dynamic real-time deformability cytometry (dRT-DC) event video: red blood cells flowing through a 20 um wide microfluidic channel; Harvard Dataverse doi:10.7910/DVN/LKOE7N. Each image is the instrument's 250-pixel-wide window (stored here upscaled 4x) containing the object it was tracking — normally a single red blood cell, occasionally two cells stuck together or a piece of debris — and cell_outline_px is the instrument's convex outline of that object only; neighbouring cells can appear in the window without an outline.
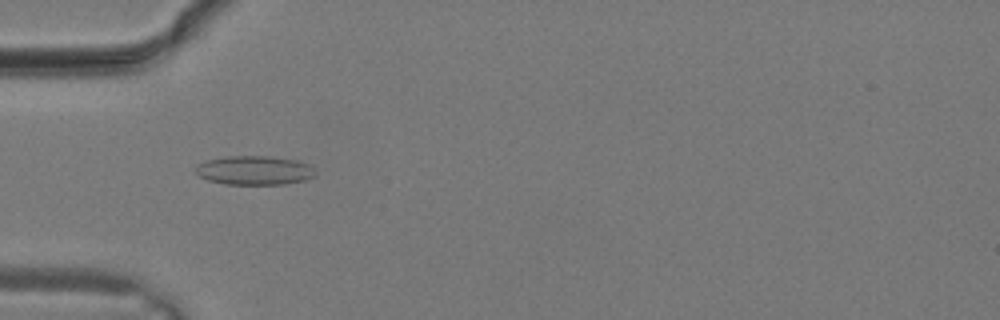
{"species": "common noctule bat (a hibernating species)", "species_latin": "Nyctalus noctula", "temperature_condition": "warm", "stored_images_in_passage": 17, "camera_frame_rate_fps": 3000, "um_per_image_px": 0.085, "animal": {"sex": "male", "body_mass_g": 19.2, "forearm_length_mm": 51.8}, "frame": {"image": 1, "passage_image": 10, "time_ms": 3.0, "image_size_px": [1000, 320], "cell_outline_px": [[316, 176], [304, 180], [284, 184], [224, 184], [208, 180], [200, 176], [196, 172], [196, 164], [204, 160], [224, 156], [268, 156], [296, 160], [308, 164], [316, 172]], "centroid_in_image_um": [21.6, 14.47], "position_along_channel_um": 63.4, "area_um2": 20.35}}
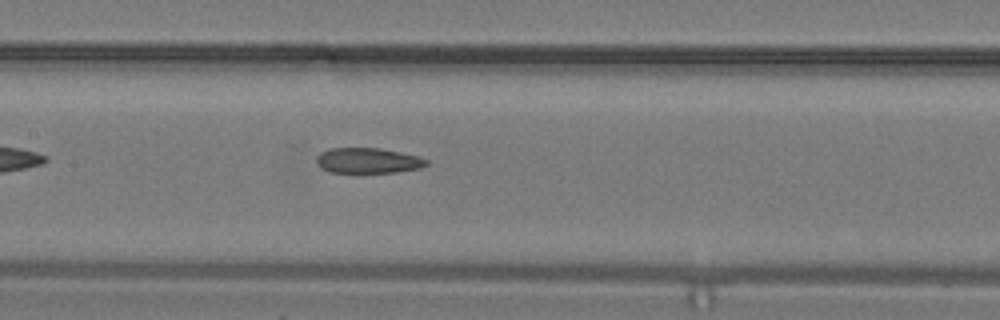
{"frame": {"image": 2, "passage_image": 15, "time_ms": 4.667, "image_size_px": [1000, 320], "cell_outline_px": [[428, 164], [420, 168], [396, 172], [328, 172], [320, 168], [316, 160], [316, 156], [320, 152], [328, 148], [380, 148], [400, 152], [416, 156], [428, 160]], "centroid_in_image_um": [31.23, 13.64], "position_along_channel_um": 176.2, "area_um2": 16.24}}
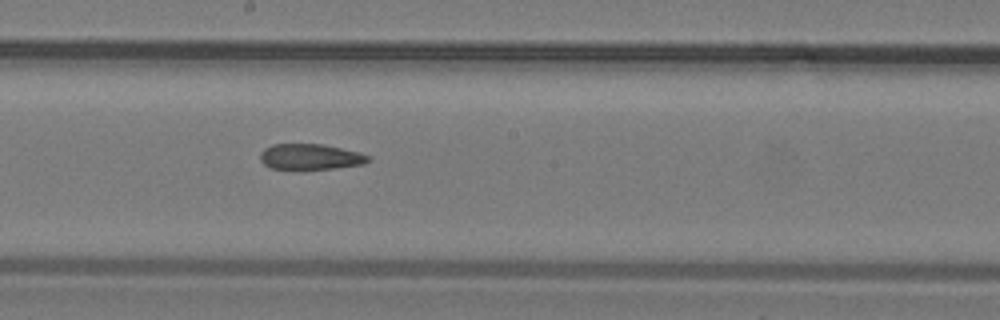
{"frame": {"image": 3, "passage_image": 17, "time_ms": 5.333, "image_size_px": [1000, 320], "cell_outline_px": [[372, 160], [364, 164], [332, 168], [272, 168], [264, 164], [260, 160], [260, 152], [264, 148], [272, 144], [324, 144], [360, 152], [372, 156]], "centroid_in_image_um": [26.43, 13.3], "position_along_channel_um": 221.8, "area_um2": 16.13}}